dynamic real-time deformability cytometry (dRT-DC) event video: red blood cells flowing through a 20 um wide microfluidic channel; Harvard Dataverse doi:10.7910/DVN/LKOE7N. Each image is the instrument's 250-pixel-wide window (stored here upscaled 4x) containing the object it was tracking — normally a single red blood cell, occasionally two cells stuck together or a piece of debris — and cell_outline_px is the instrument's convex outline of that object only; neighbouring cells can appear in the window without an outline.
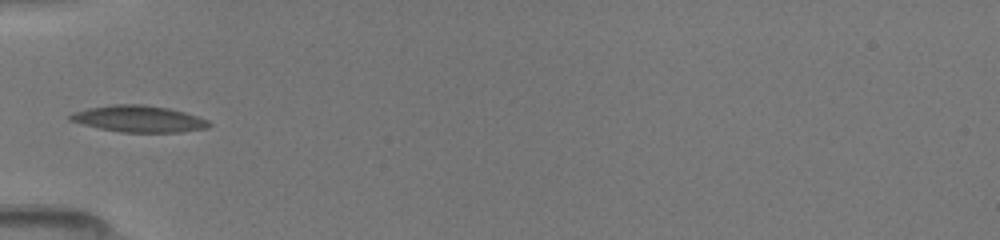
{"species": "common noctule bat (a hibernating species)", "species_latin": "Nyctalus noctula", "temperature_condition": "room temperature", "stored_images_in_passage": 28, "camera_frame_rate_fps": 3000, "um_per_image_px": 0.085, "animal": {"sex": "female", "body_mass_g": 19.5, "forearm_length_mm": 54.1}, "frame": {"image": 1, "passage_image": 4, "time_ms": 2.667, "image_size_px": [1000, 240], "cell_outline_px": [[212, 124], [208, 128], [180, 132], [120, 132], [100, 128], [68, 120], [68, 116], [72, 112], [88, 108], [112, 104], [144, 104], [168, 108], [184, 112], [208, 120]], "centroid_in_image_um": [11.79, 10.1], "position_along_channel_um": 73.2, "area_um2": 21.44}}
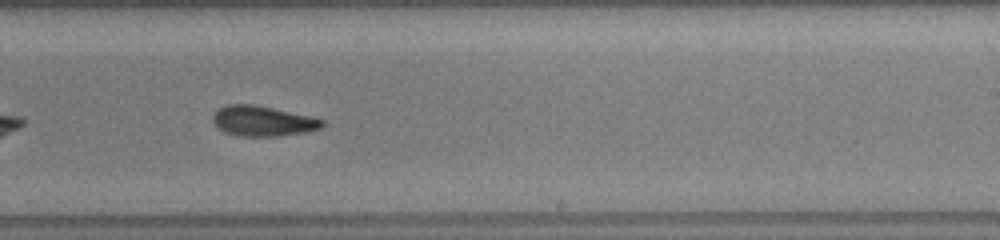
{"frame": {"image": 2, "passage_image": 15, "time_ms": 7.333, "image_size_px": [1000, 240], "cell_outline_px": [[324, 124], [320, 128], [308, 132], [276, 136], [236, 136], [224, 132], [212, 120], [212, 116], [220, 108], [228, 104], [256, 104], [312, 116], [324, 120]], "centroid_in_image_um": [22.36, 10.28], "position_along_channel_um": 266.6, "area_um2": 19.36}}
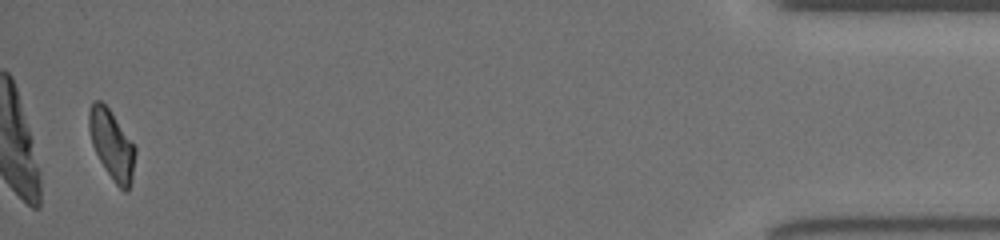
{"frame": {"image": 3, "passage_image": 28, "time_ms": 13.0, "image_size_px": [1000, 240], "cell_outline_px": [[136, 152], [132, 176], [128, 188], [124, 192], [112, 180], [100, 160], [92, 144], [88, 128], [88, 112], [92, 100], [100, 100], [108, 108], [136, 148]], "centroid_in_image_um": [9.47, 12.27], "position_along_channel_um": 425.7, "area_um2": 18.32}}